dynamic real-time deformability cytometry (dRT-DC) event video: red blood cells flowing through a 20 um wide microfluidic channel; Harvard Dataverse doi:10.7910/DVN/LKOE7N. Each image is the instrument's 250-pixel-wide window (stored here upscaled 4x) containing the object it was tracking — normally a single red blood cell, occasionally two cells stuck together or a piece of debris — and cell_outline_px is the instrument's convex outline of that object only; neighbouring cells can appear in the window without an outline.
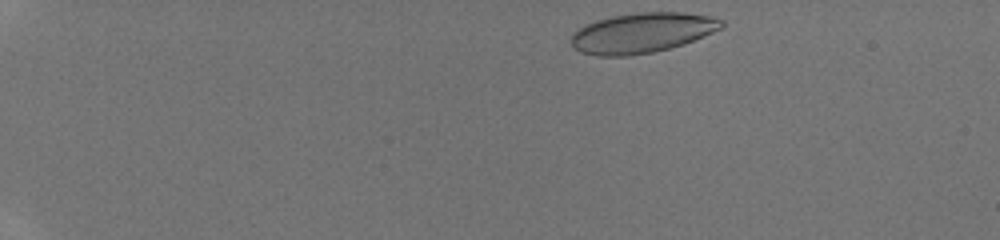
{"species": "human", "species_latin": "Homo sapiens", "temperature_condition": "room temperature", "stored_images_in_passage": 38, "camera_frame_rate_fps": 3000, "um_per_image_px": 0.085, "donor": {"sex": "male"}, "frame": {"image": 1, "passage_image": 1, "time_ms": 0.0, "image_size_px": [1000, 240], "cell_outline_px": [[724, 28], [684, 44], [652, 52], [628, 56], [596, 56], [580, 52], [572, 48], [572, 32], [584, 24], [596, 20], [612, 16], [636, 12], [684, 12], [708, 16], [724, 20]], "centroid_in_image_um": [54.56, 2.79], "position_along_channel_um": 30.4, "area_um2": 35.43}}
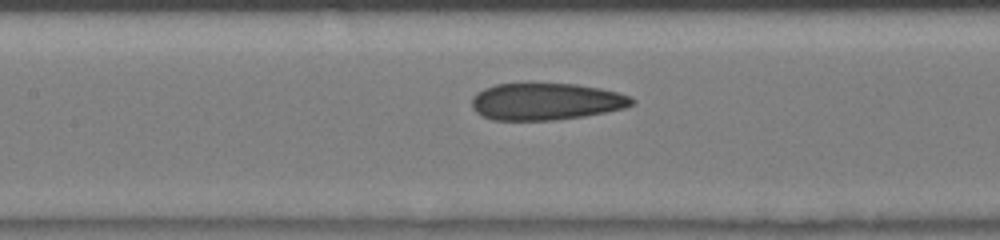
{"frame": {"image": 2, "passage_image": 17, "time_ms": 5.333, "image_size_px": [1000, 240], "cell_outline_px": [[636, 100], [632, 104], [624, 108], [584, 116], [552, 120], [492, 120], [480, 116], [472, 108], [472, 96], [476, 92], [484, 88], [496, 84], [528, 80], [576, 84], [600, 88], [632, 96]], "centroid_in_image_um": [46.34, 8.58], "position_along_channel_um": 161.1, "area_um2": 35.66}}
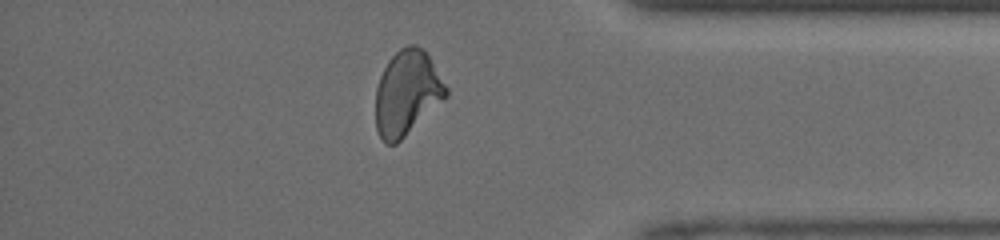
{"frame": {"image": 3, "passage_image": 33, "time_ms": 10.667, "image_size_px": [1000, 240], "cell_outline_px": [[448, 96], [396, 144], [388, 144], [380, 136], [376, 128], [376, 88], [380, 76], [388, 60], [400, 48], [408, 44], [416, 44], [424, 48], [448, 88]], "centroid_in_image_um": [34.6, 7.87], "position_along_channel_um": 400.6, "area_um2": 34.68}}